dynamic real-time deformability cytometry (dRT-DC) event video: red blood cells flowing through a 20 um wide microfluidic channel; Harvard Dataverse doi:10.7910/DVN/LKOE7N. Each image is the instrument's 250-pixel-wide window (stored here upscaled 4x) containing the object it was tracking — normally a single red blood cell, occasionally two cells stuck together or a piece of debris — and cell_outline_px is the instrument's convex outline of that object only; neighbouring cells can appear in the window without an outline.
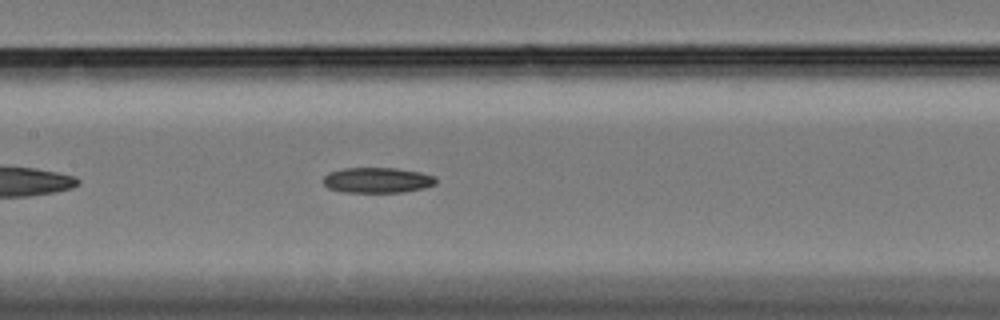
{"species": "Egyptian fruit bat (a non-hibernating species)", "species_latin": "Rousettus aegyptiacus", "temperature_condition": "cold", "stored_images_in_passage": 45, "camera_frame_rate_fps": 3000, "um_per_image_px": 0.085, "animal": {"sex": "female"}, "frame": {"image": 1, "passage_image": 14, "time_ms": 4.333, "image_size_px": [1000, 320], "cell_outline_px": [[436, 184], [424, 188], [404, 192], [344, 192], [328, 188], [324, 184], [324, 176], [328, 172], [344, 168], [396, 168], [420, 172], [432, 176], [436, 180]], "centroid_in_image_um": [32.06, 15.31], "position_along_channel_um": 175.3, "area_um2": 16.65}}
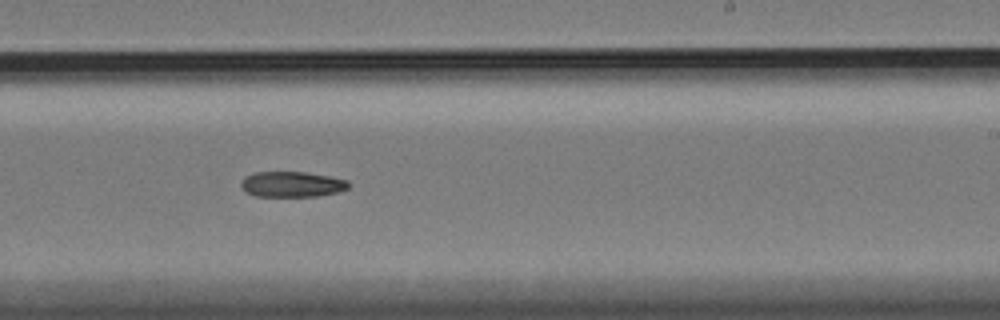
{"frame": {"image": 2, "passage_image": 22, "time_ms": 7.0, "image_size_px": [1000, 320], "cell_outline_px": [[348, 188], [340, 192], [316, 196], [256, 196], [248, 192], [240, 184], [244, 176], [256, 172], [308, 172], [332, 176], [348, 180]], "centroid_in_image_um": [24.86, 15.65], "position_along_channel_um": 264.1, "area_um2": 16.01}}
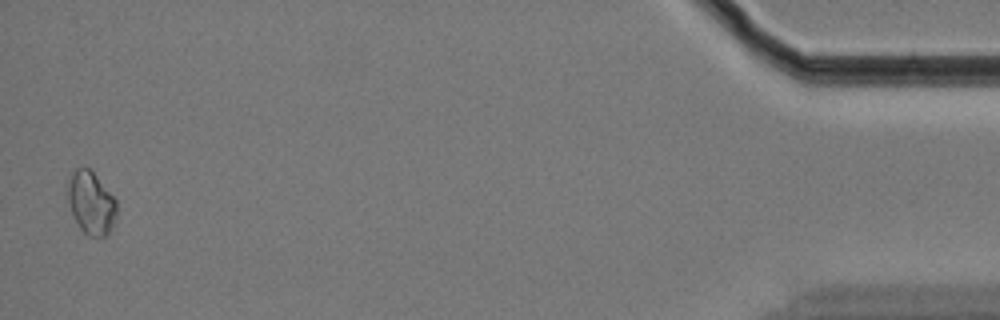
{"frame": {"image": 3, "passage_image": 44, "time_ms": 14.333, "image_size_px": [1000, 320], "cell_outline_px": [[116, 216], [112, 228], [104, 236], [88, 236], [80, 228], [72, 216], [68, 200], [68, 184], [72, 172], [76, 168], [88, 168], [92, 172], [116, 200]], "centroid_in_image_um": [7.73, 17.28], "position_along_channel_um": 427.5, "area_um2": 17.57}}